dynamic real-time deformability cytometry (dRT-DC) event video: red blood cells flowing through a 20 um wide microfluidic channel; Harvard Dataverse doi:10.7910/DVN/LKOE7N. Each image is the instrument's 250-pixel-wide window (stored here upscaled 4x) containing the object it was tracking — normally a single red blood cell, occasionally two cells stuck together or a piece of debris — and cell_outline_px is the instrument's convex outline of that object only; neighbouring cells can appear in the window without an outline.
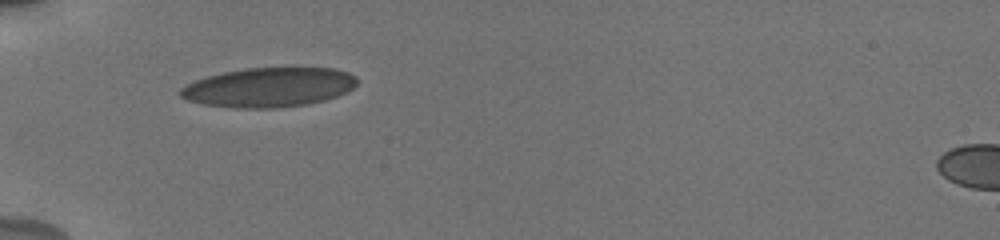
{"species": "human", "species_latin": "Homo sapiens", "temperature_condition": "cold", "stored_images_in_passage": 37, "camera_frame_rate_fps": 3000, "um_per_image_px": 0.085, "donor": {"sex": "male"}, "frame": {"image": 1, "passage_image": 1, "time_ms": 0.0, "image_size_px": [1000, 240], "cell_outline_px": [[356, 84], [352, 88], [336, 96], [324, 100], [304, 104], [276, 108], [232, 108], [200, 104], [188, 100], [180, 96], [180, 88], [196, 80], [208, 76], [224, 72], [244, 68], [288, 64], [336, 68], [348, 72], [356, 76]], "centroid_in_image_um": [22.89, 7.37], "position_along_channel_um": 62.1, "area_um2": 41.79}}
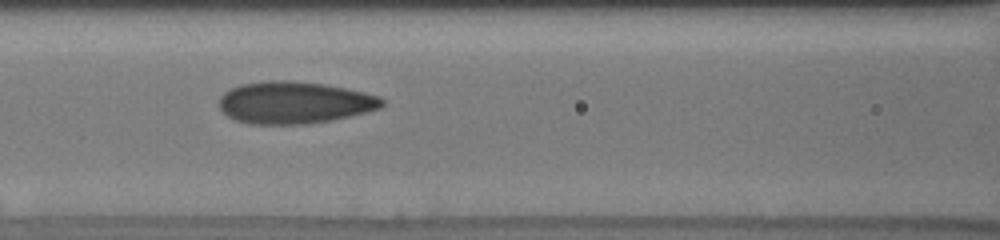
{"frame": {"image": 2, "passage_image": 8, "time_ms": 2.333, "image_size_px": [1000, 240], "cell_outline_px": [[384, 104], [380, 108], [332, 120], [308, 124], [252, 124], [236, 120], [228, 116], [220, 108], [220, 96], [224, 92], [240, 84], [268, 80], [288, 80], [324, 84], [364, 92], [380, 96], [384, 100]], "centroid_in_image_um": [25.02, 8.71], "position_along_channel_um": 141.6, "area_um2": 39.82}}
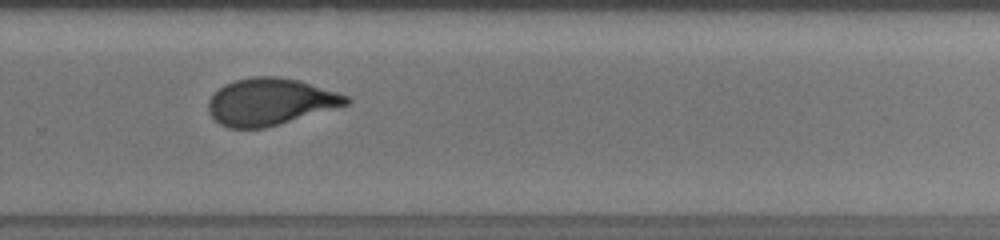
{"frame": {"image": 3, "passage_image": 21, "time_ms": 6.667, "image_size_px": [1000, 240], "cell_outline_px": [[352, 100], [348, 104], [280, 124], [264, 128], [228, 128], [220, 124], [208, 112], [208, 100], [224, 84], [236, 80], [252, 76], [280, 76], [300, 80], [348, 96]], "centroid_in_image_um": [22.95, 8.64], "position_along_channel_um": 306.8, "area_um2": 37.57}, "authors_computed_cell_mechanics": {"area_um2": 38.437, "velocity_mm_per_s": 3.8265, "shape_relaxation_time_tau1_ms": null, "shape_relaxation_time_tau2_ms": 0.9961, "deformation_change_tau1": null, "deformation_change_tau2": 0.0629}}